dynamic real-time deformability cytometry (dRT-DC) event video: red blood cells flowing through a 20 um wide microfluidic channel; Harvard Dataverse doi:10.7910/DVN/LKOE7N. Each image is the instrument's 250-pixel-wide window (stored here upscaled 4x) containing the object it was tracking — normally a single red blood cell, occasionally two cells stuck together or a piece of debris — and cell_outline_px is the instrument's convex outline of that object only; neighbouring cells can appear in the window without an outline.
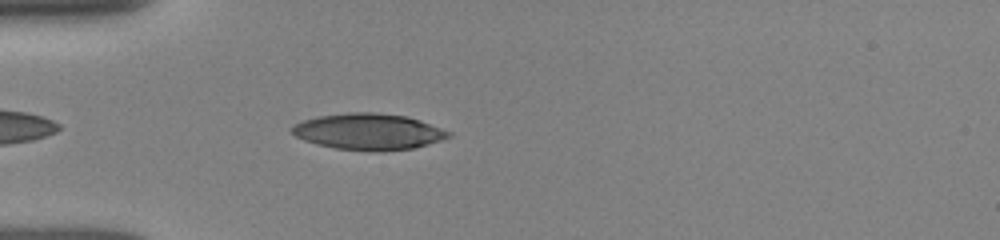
{"species": "human", "species_latin": "Homo sapiens", "temperature_condition": "room temperature", "stored_images_in_passage": 39, "camera_frame_rate_fps": 3000, "um_per_image_px": 0.085, "donor": {"sex": "female"}, "frame": {"image": 1, "passage_image": 3, "time_ms": 0.667, "image_size_px": [1000, 240], "cell_outline_px": [[452, 136], [428, 144], [412, 148], [336, 148], [316, 144], [304, 140], [288, 132], [288, 128], [304, 120], [320, 116], [348, 112], [376, 112], [404, 116], [420, 120], [452, 132]], "centroid_in_image_um": [31.28, 11.14], "position_along_channel_um": 53.7, "area_um2": 32.02}}
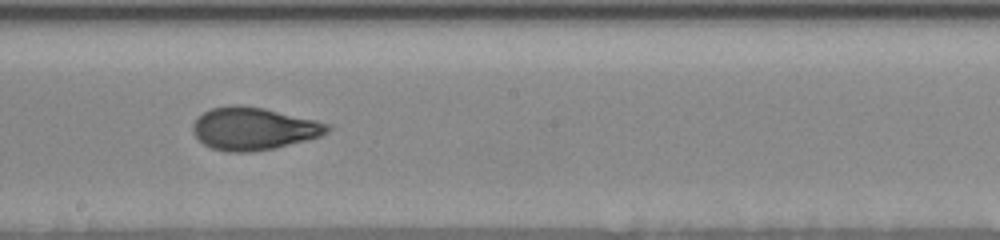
{"frame": {"image": 2, "passage_image": 17, "time_ms": 5.333, "image_size_px": [1000, 240], "cell_outline_px": [[332, 128], [328, 132], [320, 136], [276, 148], [252, 152], [228, 152], [212, 148], [204, 144], [192, 132], [192, 124], [204, 112], [212, 108], [232, 104], [240, 104], [264, 108], [316, 120], [332, 124]], "centroid_in_image_um": [21.58, 10.93], "position_along_channel_um": 226.6, "area_um2": 33.52}}
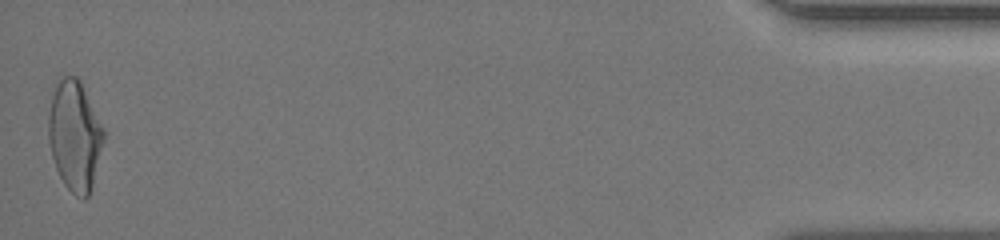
{"frame": {"image": 3, "passage_image": 39, "time_ms": 12.667, "image_size_px": [1000, 240], "cell_outline_px": [[104, 140], [92, 188], [88, 196], [84, 200], [76, 196], [64, 184], [56, 168], [52, 156], [48, 140], [48, 116], [52, 96], [56, 84], [64, 76], [76, 76], [80, 80], [104, 128]], "centroid_in_image_um": [6.36, 11.55], "position_along_channel_um": 428.8, "area_um2": 35.37}, "authors_computed_cell_mechanics": {"area_um2": 32.8304, "velocity_mm_per_s": 3.9103, "shape_relaxation_time_tau1_ms": 5.9773, "shape_relaxation_time_tau2_ms": 1.0937, "deformation_change_tau1": 0.2074, "deformation_change_tau2": 0.0749}}